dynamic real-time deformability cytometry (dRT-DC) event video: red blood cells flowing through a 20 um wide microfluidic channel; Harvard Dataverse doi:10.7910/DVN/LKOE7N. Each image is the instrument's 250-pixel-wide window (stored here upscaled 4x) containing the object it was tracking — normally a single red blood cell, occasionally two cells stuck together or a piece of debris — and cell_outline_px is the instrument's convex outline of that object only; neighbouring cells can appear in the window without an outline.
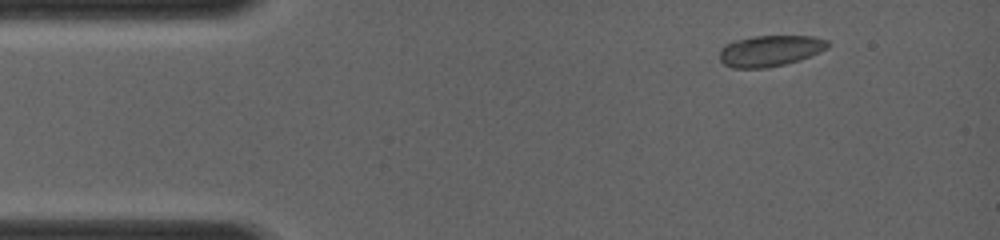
{"species": "common noctule bat (a hibernating species)", "species_latin": "Nyctalus noctula", "temperature_condition": "room temperature", "stored_images_in_passage": 29, "camera_frame_rate_fps": 4000, "um_per_image_px": 0.085, "animal": {"sex": "female", "body_mass_g": 19.0, "forearm_length_mm": 56.7}, "frame": {"image": 1, "passage_image": 1, "time_ms": 0.0, "image_size_px": [1000, 240], "cell_outline_px": [[832, 44], [828, 48], [820, 52], [800, 60], [768, 68], [732, 68], [724, 64], [720, 60], [720, 48], [724, 44], [736, 40], [752, 36], [812, 36], [828, 40]], "centroid_in_image_um": [65.47, 4.31], "position_along_channel_um": 19.5, "area_um2": 19.83}}
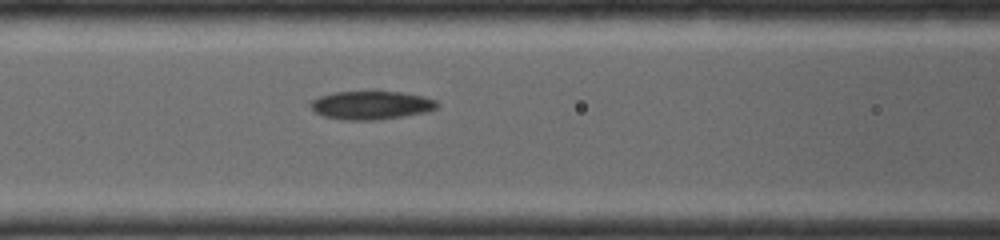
{"frame": {"image": 2, "passage_image": 14, "time_ms": 4.0, "image_size_px": [1000, 240], "cell_outline_px": [[440, 104], [436, 108], [428, 112], [404, 116], [376, 120], [340, 120], [324, 116], [316, 112], [308, 104], [312, 100], [320, 96], [332, 92], [400, 92], [424, 96], [436, 100]], "centroid_in_image_um": [31.57, 8.95], "position_along_channel_um": 135.0, "area_um2": 21.04}}
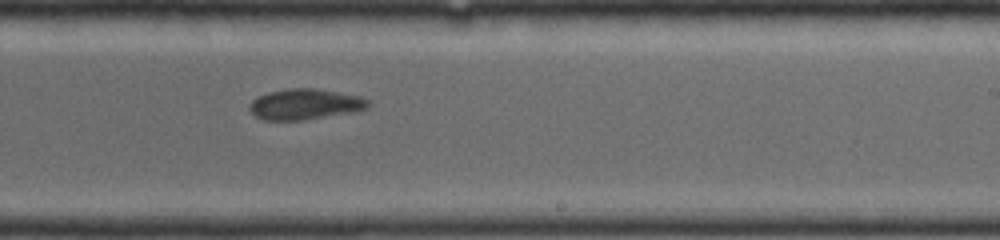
{"frame": {"image": 3, "passage_image": 29, "time_ms": 6.75, "image_size_px": [1000, 240], "cell_outline_px": [[372, 104], [368, 108], [360, 112], [304, 120], [264, 120], [256, 116], [248, 108], [252, 100], [256, 96], [268, 92], [292, 88], [316, 88], [360, 96], [368, 100]], "centroid_in_image_um": [25.99, 8.87], "position_along_channel_um": 263.0, "area_um2": 21.62}}